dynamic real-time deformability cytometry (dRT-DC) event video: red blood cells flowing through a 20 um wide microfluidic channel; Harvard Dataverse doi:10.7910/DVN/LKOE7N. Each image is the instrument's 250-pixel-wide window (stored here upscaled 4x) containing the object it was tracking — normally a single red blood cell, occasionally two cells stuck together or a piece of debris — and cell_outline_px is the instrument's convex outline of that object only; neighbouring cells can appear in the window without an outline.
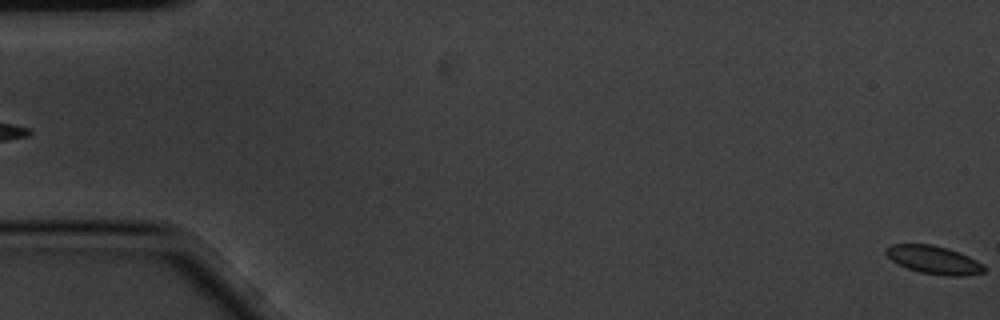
{"species": "common noctule bat (a hibernating species)", "species_latin": "Nyctalus noctula", "temperature_condition": "cold", "stored_images_in_passage": 6, "segment_of_instrument_passage": [2, 2], "camera_frame_rate_fps": 3000, "um_per_image_px": 0.085, "animal": {"sex": "male", "body_mass_g": 20.1, "forearm_length_mm": 53.5}, "frame": {"image": 1, "passage_image": 6, "time_ms": 1.667, "image_size_px": [1000, 320], "cell_outline_px": [[984, 272], [968, 276], [948, 276], [920, 272], [908, 268], [892, 260], [884, 252], [884, 248], [892, 244], [932, 244], [948, 248], [968, 256], [984, 264]], "centroid_in_image_um": [79.39, 22.08], "position_along_channel_um": 5.6, "area_um2": 16.07}}